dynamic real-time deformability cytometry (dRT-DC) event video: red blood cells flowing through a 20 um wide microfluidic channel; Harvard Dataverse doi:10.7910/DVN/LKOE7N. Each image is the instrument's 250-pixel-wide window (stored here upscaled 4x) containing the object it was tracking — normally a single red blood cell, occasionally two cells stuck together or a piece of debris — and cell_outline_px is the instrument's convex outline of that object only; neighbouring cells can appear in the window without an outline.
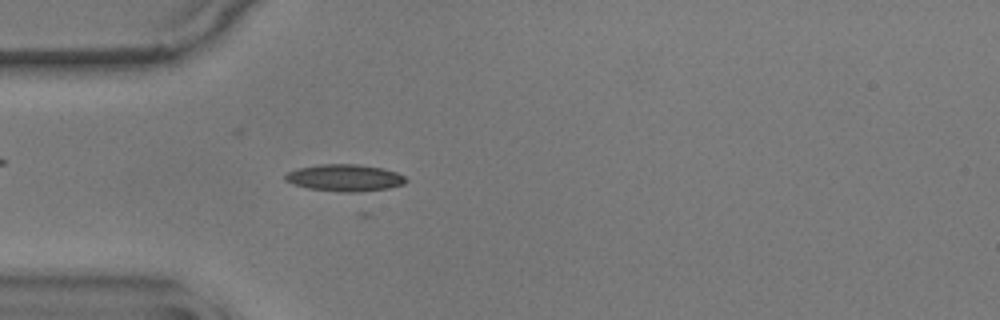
{"species": "common noctule bat (a hibernating species)", "species_latin": "Nyctalus noctula", "temperature_condition": "warm", "stored_images_in_passage": 47, "camera_frame_rate_fps": 3000, "um_per_image_px": 0.085, "animal": {"sex": "male", "body_mass_g": 17.9}, "frame": {"image": 1, "passage_image": 15, "time_ms": 4.667, "image_size_px": [1000, 320], "cell_outline_px": [[408, 180], [404, 184], [388, 188], [356, 192], [340, 192], [308, 188], [292, 184], [284, 180], [284, 176], [288, 172], [296, 168], [320, 164], [360, 164], [384, 168], [396, 172], [404, 176]], "centroid_in_image_um": [29.29, 15.1], "position_along_channel_um": 55.7, "area_um2": 19.07}}
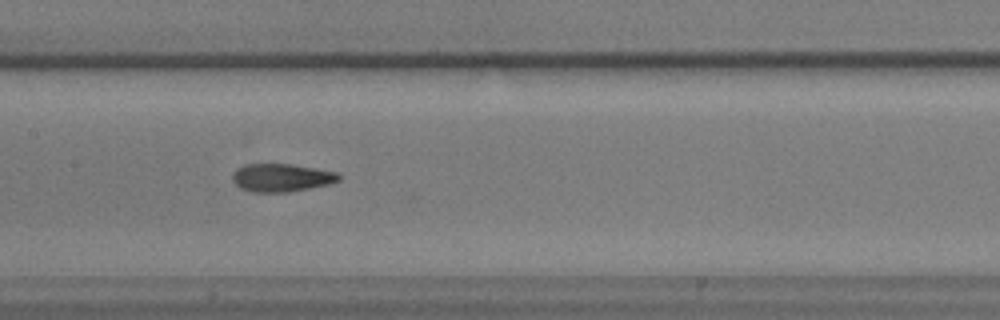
{"frame": {"image": 2, "passage_image": 26, "time_ms": 8.333, "image_size_px": [1000, 320], "cell_outline_px": [[340, 180], [328, 184], [288, 192], [252, 192], [240, 188], [232, 180], [232, 176], [236, 168], [244, 164], [292, 164], [316, 168], [336, 172], [340, 176]], "centroid_in_image_um": [23.89, 15.09], "position_along_channel_um": 183.5, "area_um2": 17.34}}
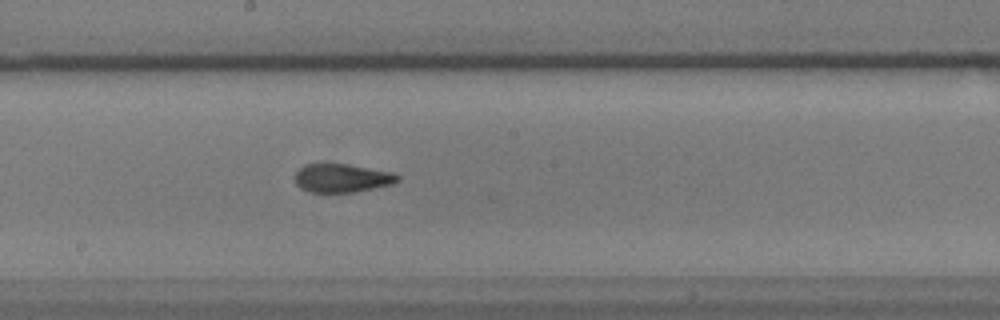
{"frame": {"image": 3, "passage_image": 29, "time_ms": 9.333, "image_size_px": [1000, 320], "cell_outline_px": [[400, 180], [392, 184], [356, 192], [308, 192], [300, 188], [296, 184], [296, 172], [304, 164], [324, 160], [348, 164], [392, 172], [400, 176]], "centroid_in_image_um": [29.03, 15.09], "position_along_channel_um": 219.2, "area_um2": 17.69}, "authors_computed_cell_mechanics": {"area_um2": 17.1666, "velocity_mm_per_s": 3.5847, "shape_relaxation_time_tau1_ms": 5.4641, "shape_relaxation_time_tau2_ms": 1.6892, "deformation_change_tau1": 0.1828, "deformation_change_tau2": 0.0944}}